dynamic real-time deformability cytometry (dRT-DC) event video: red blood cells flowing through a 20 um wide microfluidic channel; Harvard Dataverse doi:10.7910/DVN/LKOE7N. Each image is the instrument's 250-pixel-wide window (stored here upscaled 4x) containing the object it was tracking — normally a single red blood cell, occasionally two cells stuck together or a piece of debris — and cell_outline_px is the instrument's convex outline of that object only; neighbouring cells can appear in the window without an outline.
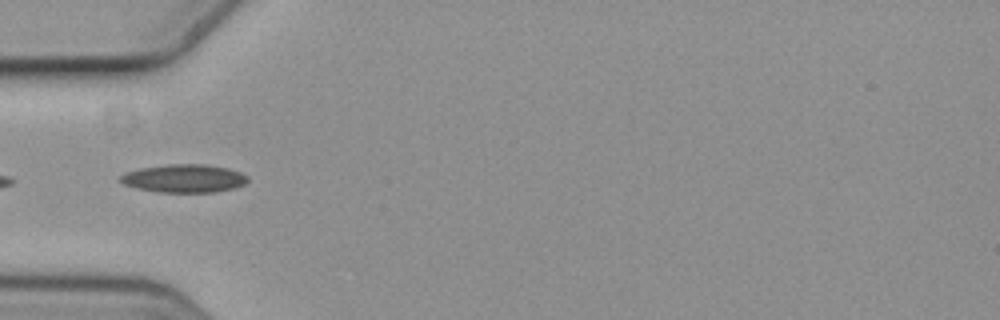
{"species": "common noctule bat (a hibernating species)", "species_latin": "Nyctalus noctula", "temperature_condition": "cold", "stored_images_in_passage": 7, "camera_frame_rate_fps": 3000, "um_per_image_px": 0.085, "animal": {"sex": "female", "body_mass_g": 19.3, "forearm_length_mm": 54.1}, "frame": {"image": 1, "passage_image": 6, "time_ms": 1.667, "image_size_px": [1000, 320], "cell_outline_px": [[248, 180], [244, 184], [236, 188], [212, 192], [160, 192], [136, 188], [124, 184], [116, 180], [124, 172], [140, 168], [168, 164], [204, 164], [228, 168], [240, 172], [248, 176]], "centroid_in_image_um": [15.62, 15.16], "position_along_channel_um": 69.4, "area_um2": 21.04}}
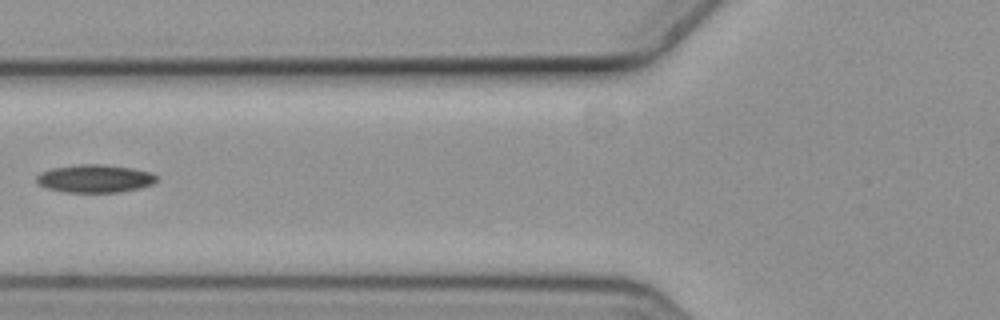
{"frame": {"image": 2, "passage_image": 7, "time_ms": 2.0, "image_size_px": [1000, 320], "cell_outline_px": [[156, 180], [152, 184], [140, 188], [120, 192], [64, 192], [44, 188], [36, 180], [36, 176], [40, 172], [52, 168], [76, 164], [104, 164], [132, 168], [152, 172], [156, 176]], "centroid_in_image_um": [8.04, 15.17], "position_along_channel_um": 117.8, "area_um2": 19.71}}